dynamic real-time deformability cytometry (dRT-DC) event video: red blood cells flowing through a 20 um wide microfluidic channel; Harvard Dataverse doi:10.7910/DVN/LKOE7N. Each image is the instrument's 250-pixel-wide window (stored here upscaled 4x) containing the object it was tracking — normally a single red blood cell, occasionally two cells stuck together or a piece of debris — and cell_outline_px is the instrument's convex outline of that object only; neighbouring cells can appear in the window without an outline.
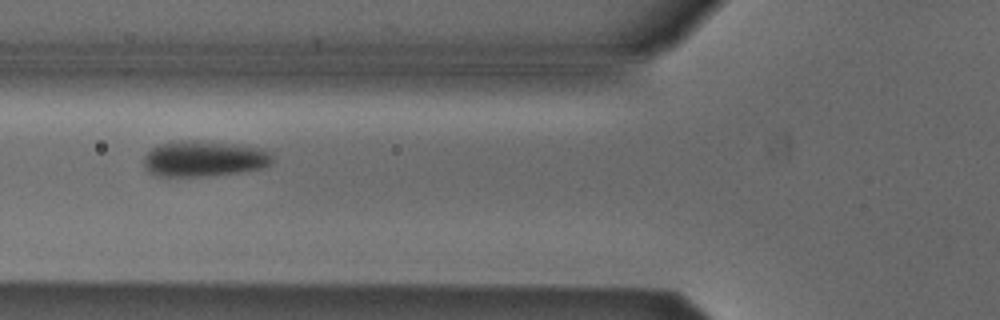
{"species": "Egyptian fruit bat (a non-hibernating species)", "species_latin": "Rousettus aegyptiacus", "temperature_condition": "cold", "stored_images_in_passage": 7, "camera_frame_rate_fps": 3000, "um_per_image_px": 0.085, "animal": {"sex": "male"}, "frame": {"image": 1, "passage_image": 4, "time_ms": 1.0, "image_size_px": [1000, 320], "cell_outline_px": [[272, 160], [268, 164], [260, 168], [236, 172], [200, 176], [160, 176], [148, 172], [144, 168], [144, 156], [152, 148], [160, 144], [184, 140], [196, 140], [232, 144], [260, 148], [268, 152], [272, 156]], "centroid_in_image_um": [17.27, 13.48], "position_along_channel_um": 108.5, "area_um2": 26.3}}
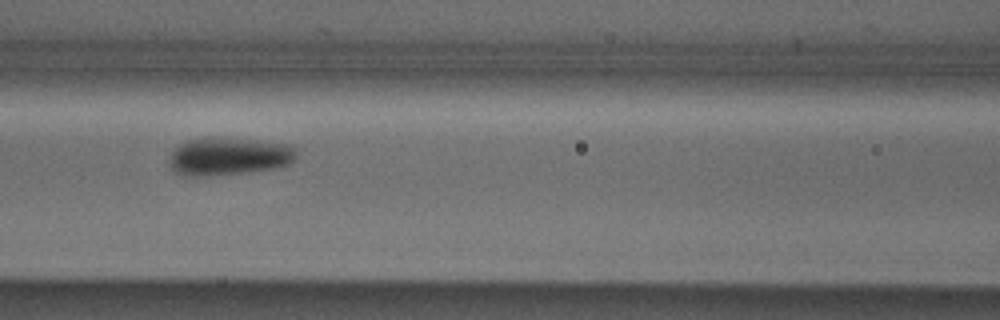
{"frame": {"image": 2, "passage_image": 5, "time_ms": 1.333, "image_size_px": [1000, 320], "cell_outline_px": [[296, 156], [288, 164], [272, 168], [248, 172], [208, 176], [184, 176], [176, 172], [168, 164], [168, 160], [172, 152], [180, 144], [188, 140], [208, 136], [220, 136], [256, 140], [288, 144], [296, 148]], "centroid_in_image_um": [19.4, 13.27], "position_along_channel_um": 147.2, "area_um2": 28.32}}
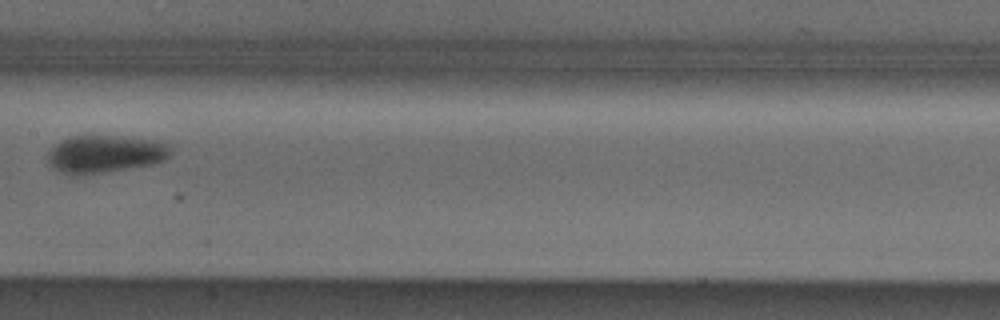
{"frame": {"image": 3, "passage_image": 6, "time_ms": 1.667, "image_size_px": [1000, 320], "cell_outline_px": [[172, 152], [164, 160], [152, 164], [76, 176], [72, 176], [60, 172], [52, 168], [48, 164], [48, 152], [60, 140], [68, 136], [88, 132], [168, 140]], "centroid_in_image_um": [8.94, 13.01], "position_along_channel_um": 198.5, "area_um2": 28.38}}